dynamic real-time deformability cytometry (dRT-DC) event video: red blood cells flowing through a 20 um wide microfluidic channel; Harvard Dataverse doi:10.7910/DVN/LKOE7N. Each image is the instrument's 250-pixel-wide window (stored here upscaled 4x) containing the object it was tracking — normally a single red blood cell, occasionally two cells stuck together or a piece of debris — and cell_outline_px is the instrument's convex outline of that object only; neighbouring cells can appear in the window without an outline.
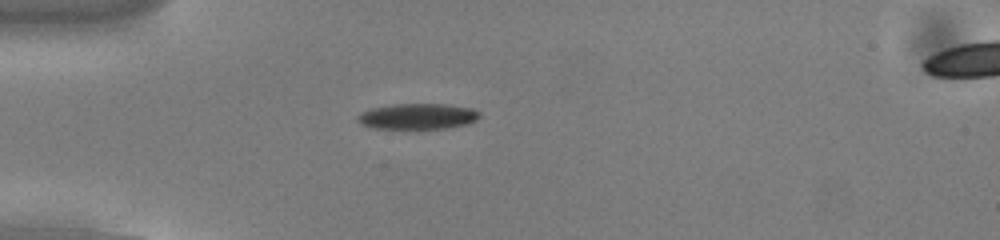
{"species": "common noctule bat (a hibernating species)", "species_latin": "Nyctalus noctula", "temperature_condition": "cold", "stored_images_in_passage": 55, "camera_frame_rate_fps": 3000, "um_per_image_px": 0.085, "animal": {"sex": "male", "body_mass_g": 13.0, "forearm_length_mm": 53.1}, "frame": {"image": 1, "passage_image": 16, "time_ms": 5.0, "image_size_px": [1000, 240], "cell_outline_px": [[480, 116], [476, 120], [468, 124], [448, 128], [372, 128], [360, 124], [356, 120], [356, 116], [360, 112], [372, 108], [392, 104], [444, 104], [472, 108], [480, 112]], "centroid_in_image_um": [35.48, 9.89], "position_along_channel_um": 49.5, "area_um2": 18.38}}
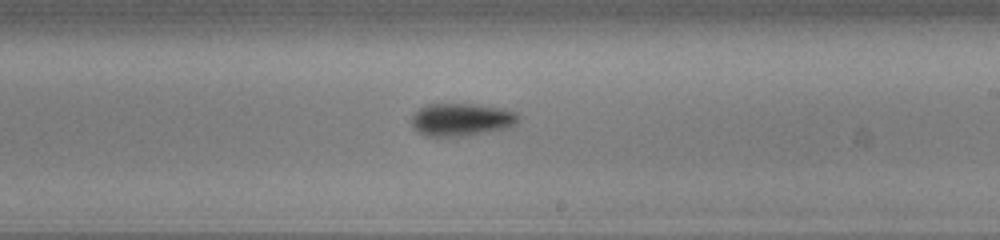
{"frame": {"image": 2, "passage_image": 33, "time_ms": 10.667, "image_size_px": [1000, 240], "cell_outline_px": [[520, 120], [512, 128], [464, 136], [428, 136], [412, 128], [412, 116], [420, 108], [428, 104], [476, 104], [504, 108], [516, 112], [520, 116]], "centroid_in_image_um": [39.3, 10.16], "position_along_channel_um": 249.7, "area_um2": 20.63}}
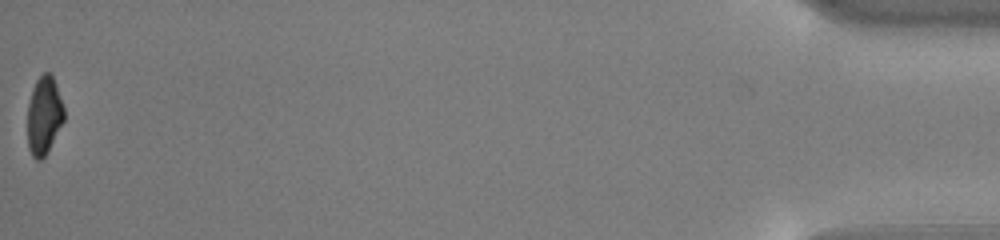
{"frame": {"image": 3, "passage_image": 55, "time_ms": 18.0, "image_size_px": [1000, 240], "cell_outline_px": [[64, 120], [44, 156], [40, 160], [36, 160], [32, 156], [28, 148], [28, 104], [32, 88], [36, 80], [44, 72], [48, 72], [52, 76], [64, 108]], "centroid_in_image_um": [3.72, 9.81], "position_along_channel_um": 431.5, "area_um2": 16.3}, "authors_computed_cell_mechanics": {"area_um2": 18.3804, "velocity_mm_per_s": 3.8102, "shape_relaxation_time_tau1_ms": 2.2356, "shape_relaxation_time_tau2_ms": null, "deformation_change_tau1": 0.1166, "deformation_change_tau2": null}}